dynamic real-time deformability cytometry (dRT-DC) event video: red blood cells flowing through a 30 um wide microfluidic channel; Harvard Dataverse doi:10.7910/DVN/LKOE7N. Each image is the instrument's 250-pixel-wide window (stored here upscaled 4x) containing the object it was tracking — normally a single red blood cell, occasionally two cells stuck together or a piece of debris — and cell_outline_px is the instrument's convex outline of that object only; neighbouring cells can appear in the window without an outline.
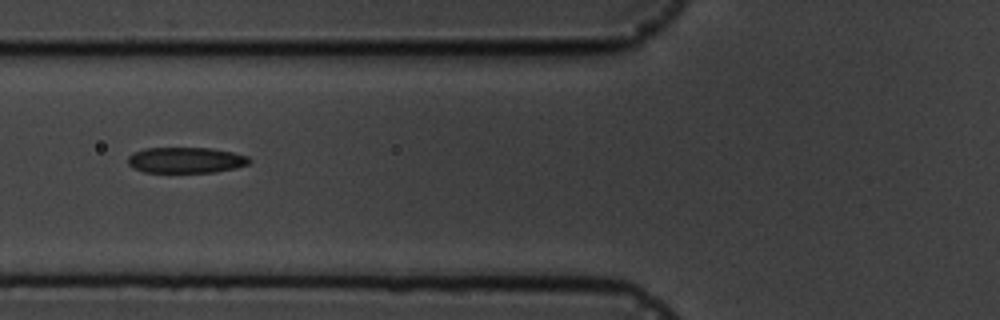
{"species": "common noctule bat (a hibernating species)", "species_latin": "Nyctalus noctula", "temperature_condition": "cold", "stored_images_in_passage": 7, "camera_frame_rate_fps": 3000, "um_per_image_px": 0.085, "animal": {"sex": "male", "body_mass_g": 19.5, "forearm_length_mm": 54.6}, "frame": {"image": 1, "passage_image": 6, "time_ms": 6.667, "image_size_px": [1000, 320], "cell_outline_px": [[252, 160], [248, 164], [236, 168], [212, 172], [144, 172], [132, 168], [128, 164], [128, 156], [132, 152], [144, 148], [212, 148], [232, 152], [248, 156]], "centroid_in_image_um": [15.77, 13.6], "position_along_channel_um": 110.0, "area_um2": 18.38}}
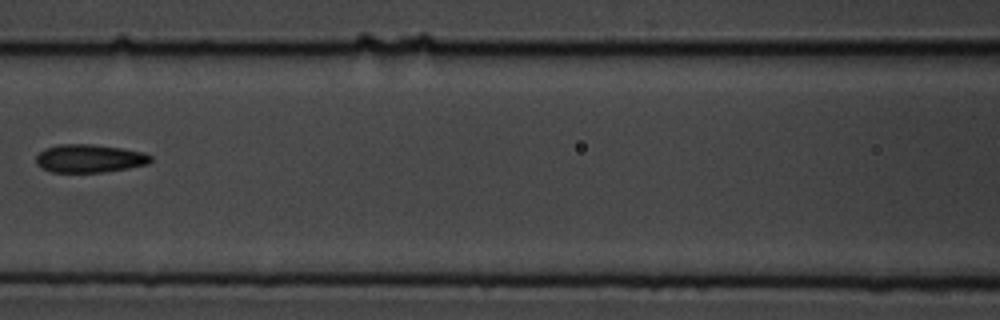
{"frame": {"image": 2, "passage_image": 7, "time_ms": 8.0, "image_size_px": [1000, 320], "cell_outline_px": [[152, 160], [148, 164], [128, 168], [104, 172], [52, 172], [36, 164], [36, 156], [44, 148], [60, 144], [92, 144], [120, 148], [144, 152], [152, 156]], "centroid_in_image_um": [7.61, 13.46], "position_along_channel_um": 159.0, "area_um2": 18.79}}